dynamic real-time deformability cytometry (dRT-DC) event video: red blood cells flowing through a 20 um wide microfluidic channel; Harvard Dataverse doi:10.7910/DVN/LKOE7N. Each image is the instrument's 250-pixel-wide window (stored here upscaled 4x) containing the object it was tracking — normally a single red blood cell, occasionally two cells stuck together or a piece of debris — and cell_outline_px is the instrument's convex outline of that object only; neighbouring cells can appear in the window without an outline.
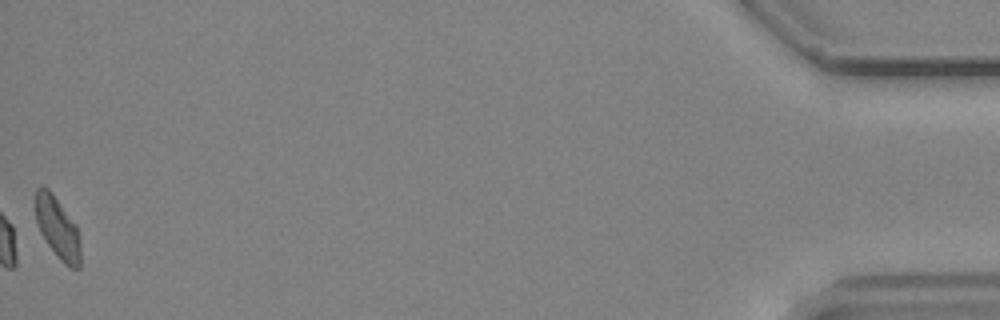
{"species": "common noctule bat (a hibernating species)", "species_latin": "Nyctalus noctula", "temperature_condition": "cold", "stored_images_in_passage": 54, "segment_of_instrument_passage": [2, 2], "camera_frame_rate_fps": 3000, "um_per_image_px": 0.085, "animal": {"sex": "male", "body_mass_g": 19.2, "forearm_length_mm": 51.8}, "frame": {"image": 1, "passage_image": 54, "time_ms": 17.667, "image_size_px": [1000, 320], "cell_outline_px": [[80, 268], [68, 268], [60, 260], [48, 244], [40, 232], [36, 220], [36, 188], [48, 188], [52, 192], [76, 224], [80, 240]], "centroid_in_image_um": [4.92, 19.4], "position_along_channel_um": 430.3, "area_um2": 16.07}}